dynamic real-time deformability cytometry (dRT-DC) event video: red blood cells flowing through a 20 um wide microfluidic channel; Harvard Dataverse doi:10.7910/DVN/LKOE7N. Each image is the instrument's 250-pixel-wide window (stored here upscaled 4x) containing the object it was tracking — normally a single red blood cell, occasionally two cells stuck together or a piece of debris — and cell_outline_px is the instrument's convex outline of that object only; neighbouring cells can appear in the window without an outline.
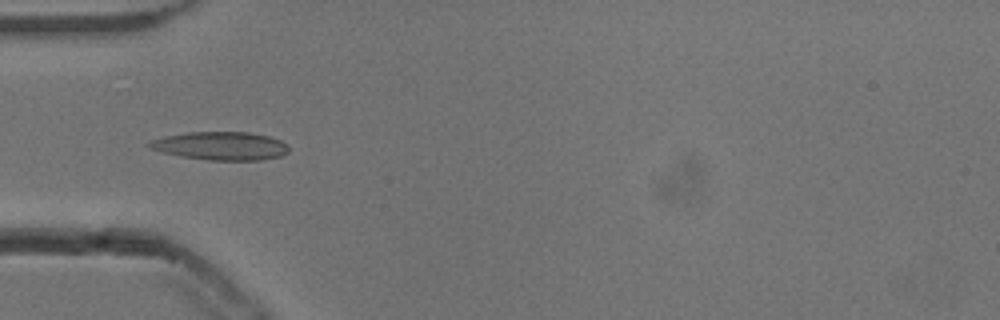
{"species": "common noctule bat (a hibernating species)", "species_latin": "Nyctalus noctula", "temperature_condition": "cold", "stored_images_in_passage": 39, "camera_frame_rate_fps": 3000, "um_per_image_px": 0.085, "animal": {"sex": "male", "body_mass_g": 13.3}, "frame": {"image": 1, "passage_image": 3, "time_ms": 0.667, "image_size_px": [1000, 320], "cell_outline_px": [[288, 152], [280, 156], [260, 160], [208, 160], [180, 156], [148, 148], [144, 144], [152, 140], [168, 136], [192, 132], [248, 132], [268, 136], [280, 140], [288, 144]], "centroid_in_image_um": [18.77, 12.4], "position_along_channel_um": 66.2, "area_um2": 22.83}}
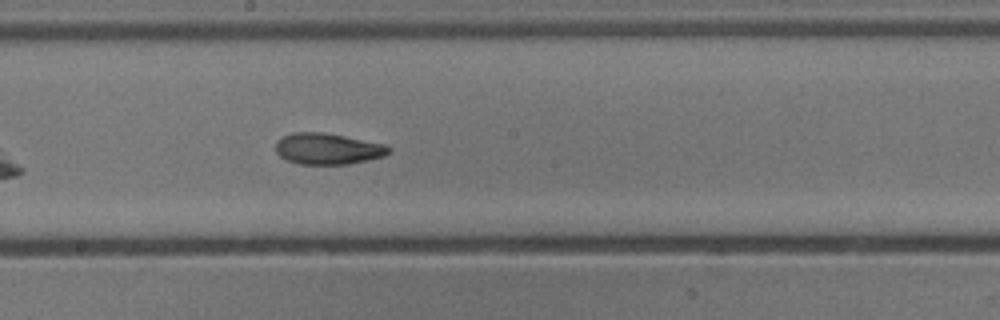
{"frame": {"image": 2, "passage_image": 15, "time_ms": 4.667, "image_size_px": [1000, 320], "cell_outline_px": [[392, 148], [384, 156], [368, 160], [348, 164], [300, 164], [288, 160], [280, 156], [276, 152], [276, 144], [284, 136], [296, 132], [320, 132], [344, 136], [384, 144]], "centroid_in_image_um": [27.87, 12.65], "position_along_channel_um": 220.3, "area_um2": 20.23}}
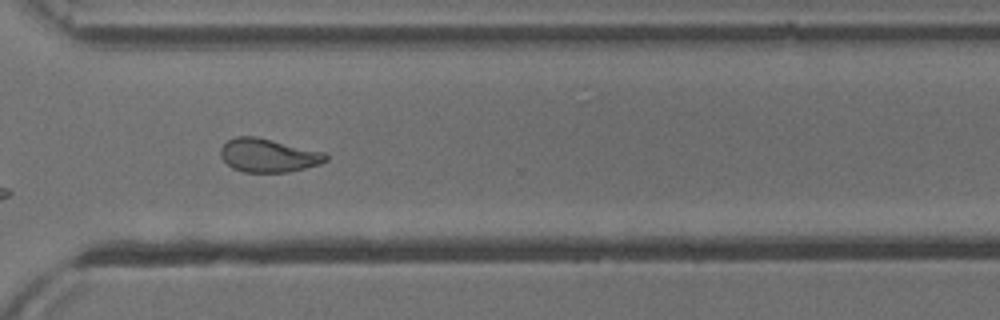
{"frame": {"image": 3, "passage_image": 25, "time_ms": 8.0, "image_size_px": [1000, 320], "cell_outline_px": [[328, 160], [320, 164], [288, 172], [244, 172], [232, 168], [220, 156], [220, 148], [228, 140], [236, 136], [256, 136], [324, 152], [328, 156]], "centroid_in_image_um": [22.8, 13.2], "position_along_channel_um": 347.8, "area_um2": 20.52}, "authors_computed_cell_mechanics": {"area_um2": 20.7502, "velocity_mm_per_s": 3.845, "shape_relaxation_time_tau1_ms": 6.5585, "shape_relaxation_time_tau2_ms": 2.8343, "deformation_change_tau1": 0.1761, "deformation_change_tau2": 0.0904}}